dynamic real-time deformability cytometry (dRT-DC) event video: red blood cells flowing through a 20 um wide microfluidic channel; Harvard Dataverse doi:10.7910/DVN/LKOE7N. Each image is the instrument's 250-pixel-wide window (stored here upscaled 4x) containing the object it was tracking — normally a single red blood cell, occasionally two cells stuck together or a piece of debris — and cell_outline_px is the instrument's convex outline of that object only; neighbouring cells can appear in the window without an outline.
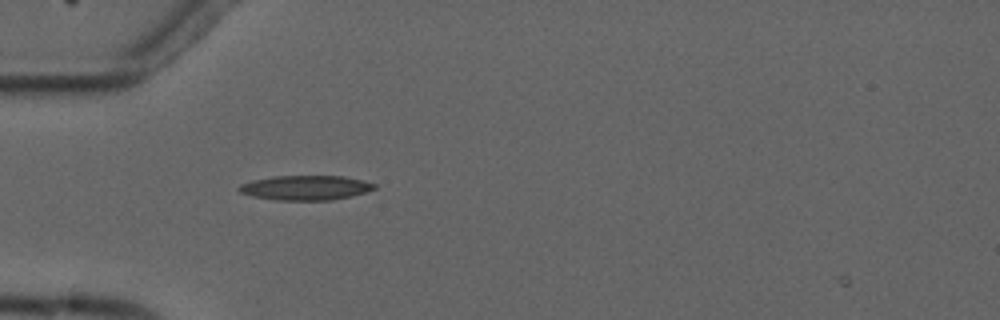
{"species": "common noctule bat (a hibernating species)", "species_latin": "Nyctalus noctula", "temperature_condition": "cold", "stored_images_in_passage": 2, "camera_frame_rate_fps": 3000, "um_per_image_px": 0.085, "animal": {"sex": "male", "forearm_length_mm": 52.5}, "frame": {"image": 1, "passage_image": 2, "time_ms": 1.0, "image_size_px": [1000, 320], "cell_outline_px": [[376, 188], [364, 192], [332, 200], [276, 200], [252, 196], [240, 192], [236, 188], [240, 184], [252, 180], [276, 176], [344, 176], [364, 180], [376, 184]], "centroid_in_image_um": [25.95, 15.95], "position_along_channel_um": 59.1, "area_um2": 19.36}}